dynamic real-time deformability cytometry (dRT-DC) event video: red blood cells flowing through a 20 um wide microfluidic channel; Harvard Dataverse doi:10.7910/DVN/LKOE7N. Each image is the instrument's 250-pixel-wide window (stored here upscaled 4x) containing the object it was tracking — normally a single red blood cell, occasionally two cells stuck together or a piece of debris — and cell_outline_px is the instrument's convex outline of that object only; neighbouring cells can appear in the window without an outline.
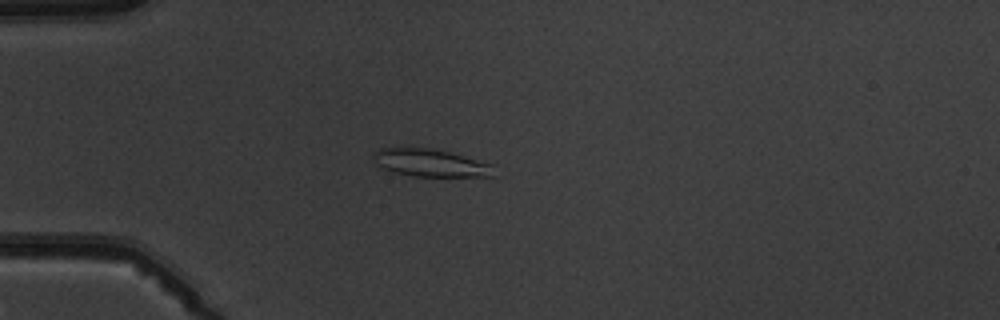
{"species": "common noctule bat (a hibernating species)", "species_latin": "Nyctalus noctula", "temperature_condition": "warm", "stored_images_in_passage": 6, "camera_frame_rate_fps": 3000, "um_per_image_px": 0.085, "animal": {"sex": "male", "body_mass_g": 19.5, "forearm_length_mm": 54.6}, "frame": {"image": 1, "passage_image": 5, "time_ms": 4.667, "image_size_px": [1000, 320], "cell_outline_px": [[496, 176], [412, 176], [392, 172], [376, 164], [372, 160], [372, 152], [380, 148], [408, 144], [432, 148], [448, 152], [492, 164]], "centroid_in_image_um": [36.46, 13.79], "position_along_channel_um": 48.5, "area_um2": 20.06}}